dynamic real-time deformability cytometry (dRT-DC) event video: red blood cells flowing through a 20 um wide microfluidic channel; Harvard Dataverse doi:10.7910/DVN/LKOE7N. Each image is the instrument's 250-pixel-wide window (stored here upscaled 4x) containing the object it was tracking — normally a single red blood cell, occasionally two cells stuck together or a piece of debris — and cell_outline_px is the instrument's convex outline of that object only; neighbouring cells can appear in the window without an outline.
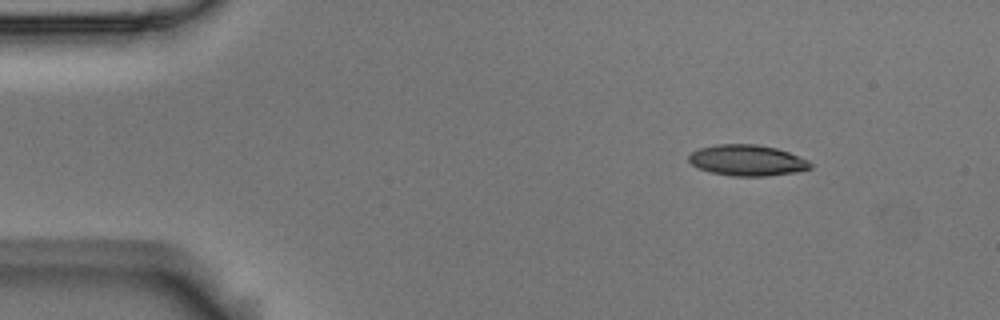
{"species": "Egyptian fruit bat (a non-hibernating species)", "species_latin": "Rousettus aegyptiacus", "temperature_condition": "room temperature", "stored_images_in_passage": 5, "camera_frame_rate_fps": 3000, "um_per_image_px": 0.085, "animal": {"sex": "male"}, "frame": {"image": 1, "passage_image": 1, "time_ms": 0.0, "image_size_px": [1000, 320], "cell_outline_px": [[812, 168], [796, 172], [764, 176], [732, 176], [712, 172], [700, 168], [692, 164], [688, 160], [688, 156], [692, 152], [700, 148], [716, 144], [756, 144], [776, 148], [788, 152], [808, 160], [812, 164]], "centroid_in_image_um": [63.52, 13.62], "position_along_channel_um": 21.5, "area_um2": 21.79}}
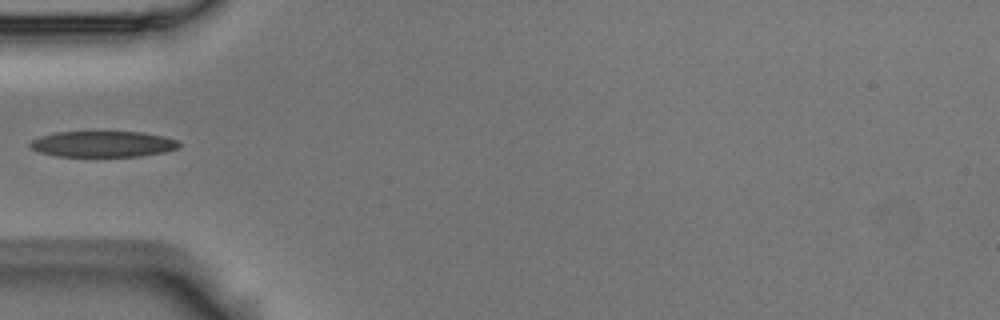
{"frame": {"image": 2, "passage_image": 4, "time_ms": 1.0, "image_size_px": [1000, 320], "cell_outline_px": [[180, 144], [176, 148], [164, 152], [140, 156], [56, 156], [40, 152], [32, 148], [28, 144], [32, 140], [40, 136], [56, 132], [140, 132], [164, 136], [180, 140]], "centroid_in_image_um": [8.75, 12.24], "position_along_channel_um": 76.2, "area_um2": 22.43}}
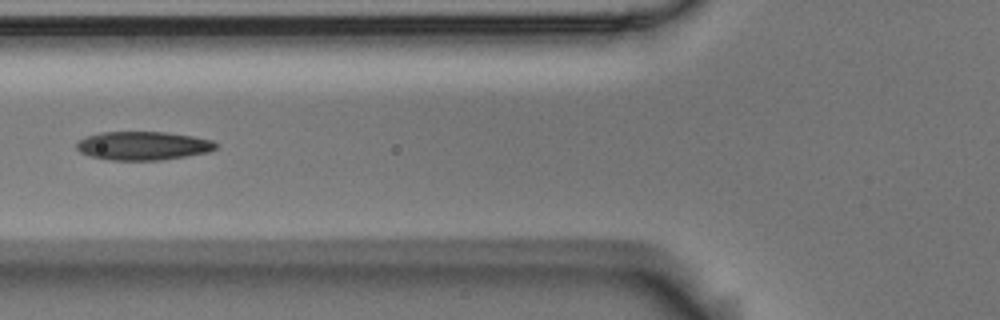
{"frame": {"image": 3, "passage_image": 5, "time_ms": 1.333, "image_size_px": [1000, 320], "cell_outline_px": [[220, 144], [216, 148], [208, 152], [160, 160], [108, 160], [88, 156], [80, 152], [76, 148], [76, 144], [80, 140], [88, 136], [100, 132], [164, 132], [192, 136], [212, 140]], "centroid_in_image_um": [12.15, 12.39], "position_along_channel_um": 113.7, "area_um2": 23.18}}